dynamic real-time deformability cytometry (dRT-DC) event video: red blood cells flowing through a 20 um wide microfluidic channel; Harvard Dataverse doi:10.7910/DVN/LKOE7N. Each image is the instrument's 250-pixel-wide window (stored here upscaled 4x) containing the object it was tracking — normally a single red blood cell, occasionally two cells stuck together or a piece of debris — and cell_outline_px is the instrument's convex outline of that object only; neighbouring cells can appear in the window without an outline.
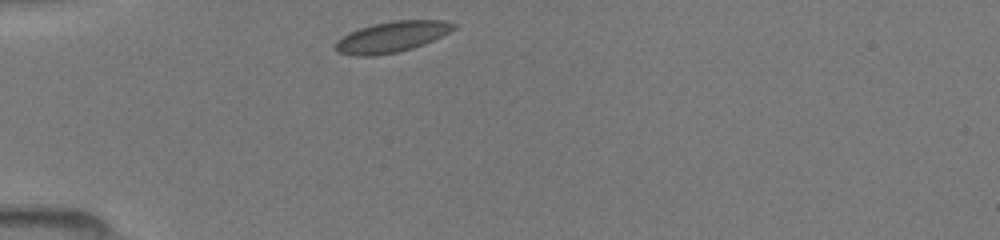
{"species": "common noctule bat (a hibernating species)", "species_latin": "Nyctalus noctula", "temperature_condition": "room temperature", "stored_images_in_passage": 34, "camera_frame_rate_fps": 3000, "um_per_image_px": 0.085, "animal": {"sex": "female", "body_mass_g": 19.5, "forearm_length_mm": 54.1}, "frame": {"image": 1, "passage_image": 1, "time_ms": 0.0, "image_size_px": [1000, 240], "cell_outline_px": [[456, 28], [424, 44], [412, 48], [396, 52], [376, 56], [352, 56], [340, 52], [336, 48], [336, 40], [348, 32], [372, 24], [392, 20], [444, 20], [456, 24]], "centroid_in_image_um": [33.28, 3.13], "position_along_channel_um": 51.7, "area_um2": 21.15}}
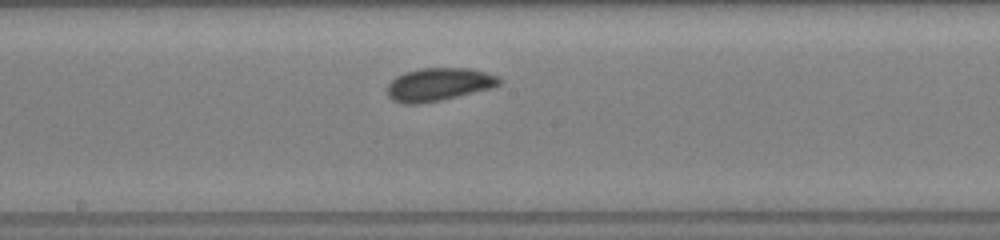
{"frame": {"image": 2, "passage_image": 14, "time_ms": 4.333, "image_size_px": [1000, 240], "cell_outline_px": [[504, 80], [496, 88], [440, 100], [420, 104], [404, 104], [392, 100], [388, 96], [388, 84], [396, 76], [404, 72], [420, 68], [468, 68], [484, 72], [496, 76]], "centroid_in_image_um": [37.31, 7.18], "position_along_channel_um": 210.9, "area_um2": 21.73}}
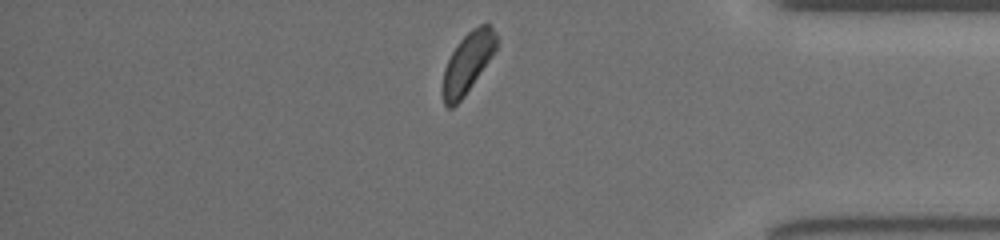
{"frame": {"image": 3, "passage_image": 29, "time_ms": 9.333, "image_size_px": [1000, 240], "cell_outline_px": [[496, 48], [464, 96], [452, 108], [448, 108], [444, 104], [440, 88], [444, 68], [452, 52], [460, 40], [472, 28], [488, 20], [496, 32]], "centroid_in_image_um": [39.71, 5.32], "position_along_channel_um": 395.5, "area_um2": 18.84}}